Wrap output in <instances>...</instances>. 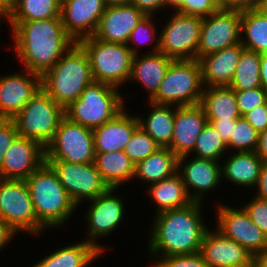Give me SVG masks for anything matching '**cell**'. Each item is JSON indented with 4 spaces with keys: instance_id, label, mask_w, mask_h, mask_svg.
<instances>
[{
    "instance_id": "e0dca14e",
    "label": "cell",
    "mask_w": 267,
    "mask_h": 267,
    "mask_svg": "<svg viewBox=\"0 0 267 267\" xmlns=\"http://www.w3.org/2000/svg\"><path fill=\"white\" fill-rule=\"evenodd\" d=\"M40 89L41 76L31 73L28 70L27 76L21 73L6 77L1 76L0 119L13 120Z\"/></svg>"
},
{
    "instance_id": "e575fe53",
    "label": "cell",
    "mask_w": 267,
    "mask_h": 267,
    "mask_svg": "<svg viewBox=\"0 0 267 267\" xmlns=\"http://www.w3.org/2000/svg\"><path fill=\"white\" fill-rule=\"evenodd\" d=\"M241 32H245V40L241 37L244 48L267 53V17L256 9L241 12Z\"/></svg>"
},
{
    "instance_id": "5b68a950",
    "label": "cell",
    "mask_w": 267,
    "mask_h": 267,
    "mask_svg": "<svg viewBox=\"0 0 267 267\" xmlns=\"http://www.w3.org/2000/svg\"><path fill=\"white\" fill-rule=\"evenodd\" d=\"M78 44L88 55L96 82L118 87L129 80L133 56L138 55L132 45L106 42L93 36Z\"/></svg>"
},
{
    "instance_id": "ffe728a7",
    "label": "cell",
    "mask_w": 267,
    "mask_h": 267,
    "mask_svg": "<svg viewBox=\"0 0 267 267\" xmlns=\"http://www.w3.org/2000/svg\"><path fill=\"white\" fill-rule=\"evenodd\" d=\"M206 114L200 104L177 106L173 124V136L170 150L179 158L194 149L197 137L207 124Z\"/></svg>"
},
{
    "instance_id": "60d3db41",
    "label": "cell",
    "mask_w": 267,
    "mask_h": 267,
    "mask_svg": "<svg viewBox=\"0 0 267 267\" xmlns=\"http://www.w3.org/2000/svg\"><path fill=\"white\" fill-rule=\"evenodd\" d=\"M154 267H208L200 252L160 258Z\"/></svg>"
},
{
    "instance_id": "f546056e",
    "label": "cell",
    "mask_w": 267,
    "mask_h": 267,
    "mask_svg": "<svg viewBox=\"0 0 267 267\" xmlns=\"http://www.w3.org/2000/svg\"><path fill=\"white\" fill-rule=\"evenodd\" d=\"M227 158L221 169L228 181L240 186H255L264 163L256 152H237Z\"/></svg>"
},
{
    "instance_id": "f5cc1de1",
    "label": "cell",
    "mask_w": 267,
    "mask_h": 267,
    "mask_svg": "<svg viewBox=\"0 0 267 267\" xmlns=\"http://www.w3.org/2000/svg\"><path fill=\"white\" fill-rule=\"evenodd\" d=\"M261 85L267 91V53L261 54Z\"/></svg>"
},
{
    "instance_id": "6f0895ef",
    "label": "cell",
    "mask_w": 267,
    "mask_h": 267,
    "mask_svg": "<svg viewBox=\"0 0 267 267\" xmlns=\"http://www.w3.org/2000/svg\"><path fill=\"white\" fill-rule=\"evenodd\" d=\"M256 10L267 17V0H260Z\"/></svg>"
},
{
    "instance_id": "8992f818",
    "label": "cell",
    "mask_w": 267,
    "mask_h": 267,
    "mask_svg": "<svg viewBox=\"0 0 267 267\" xmlns=\"http://www.w3.org/2000/svg\"><path fill=\"white\" fill-rule=\"evenodd\" d=\"M117 88L100 82L88 85L65 109V117L92 130L112 120L125 108Z\"/></svg>"
},
{
    "instance_id": "680465c9",
    "label": "cell",
    "mask_w": 267,
    "mask_h": 267,
    "mask_svg": "<svg viewBox=\"0 0 267 267\" xmlns=\"http://www.w3.org/2000/svg\"><path fill=\"white\" fill-rule=\"evenodd\" d=\"M183 1L184 0H164L165 6L170 5L176 8V10L183 4Z\"/></svg>"
},
{
    "instance_id": "f35d334b",
    "label": "cell",
    "mask_w": 267,
    "mask_h": 267,
    "mask_svg": "<svg viewBox=\"0 0 267 267\" xmlns=\"http://www.w3.org/2000/svg\"><path fill=\"white\" fill-rule=\"evenodd\" d=\"M236 103L241 116L250 112L258 106L267 103V91L262 87L250 90L234 91Z\"/></svg>"
},
{
    "instance_id": "f6af8a7d",
    "label": "cell",
    "mask_w": 267,
    "mask_h": 267,
    "mask_svg": "<svg viewBox=\"0 0 267 267\" xmlns=\"http://www.w3.org/2000/svg\"><path fill=\"white\" fill-rule=\"evenodd\" d=\"M244 117L256 131L259 133L265 131L267 129V103L254 108Z\"/></svg>"
},
{
    "instance_id": "9c48e42d",
    "label": "cell",
    "mask_w": 267,
    "mask_h": 267,
    "mask_svg": "<svg viewBox=\"0 0 267 267\" xmlns=\"http://www.w3.org/2000/svg\"><path fill=\"white\" fill-rule=\"evenodd\" d=\"M93 130L64 117L53 139L45 147V160L71 163H93L95 159Z\"/></svg>"
},
{
    "instance_id": "b9f144b4",
    "label": "cell",
    "mask_w": 267,
    "mask_h": 267,
    "mask_svg": "<svg viewBox=\"0 0 267 267\" xmlns=\"http://www.w3.org/2000/svg\"><path fill=\"white\" fill-rule=\"evenodd\" d=\"M251 221L267 236V200L255 197L252 202L245 205Z\"/></svg>"
},
{
    "instance_id": "91938a15",
    "label": "cell",
    "mask_w": 267,
    "mask_h": 267,
    "mask_svg": "<svg viewBox=\"0 0 267 267\" xmlns=\"http://www.w3.org/2000/svg\"><path fill=\"white\" fill-rule=\"evenodd\" d=\"M245 267H257V265H256V263H255V262H253V263H251L250 265H248V266H245Z\"/></svg>"
},
{
    "instance_id": "484cf974",
    "label": "cell",
    "mask_w": 267,
    "mask_h": 267,
    "mask_svg": "<svg viewBox=\"0 0 267 267\" xmlns=\"http://www.w3.org/2000/svg\"><path fill=\"white\" fill-rule=\"evenodd\" d=\"M94 164L109 188H117L121 183L134 179L135 163L124 150L95 152Z\"/></svg>"
},
{
    "instance_id": "44dd1931",
    "label": "cell",
    "mask_w": 267,
    "mask_h": 267,
    "mask_svg": "<svg viewBox=\"0 0 267 267\" xmlns=\"http://www.w3.org/2000/svg\"><path fill=\"white\" fill-rule=\"evenodd\" d=\"M145 16L131 4L108 6L93 37L106 42L127 44L130 34Z\"/></svg>"
},
{
    "instance_id": "d4e9b609",
    "label": "cell",
    "mask_w": 267,
    "mask_h": 267,
    "mask_svg": "<svg viewBox=\"0 0 267 267\" xmlns=\"http://www.w3.org/2000/svg\"><path fill=\"white\" fill-rule=\"evenodd\" d=\"M133 56L131 75L129 80L140 81L143 86L149 89L151 100L159 90L165 74L173 59L161 52H152L144 57Z\"/></svg>"
},
{
    "instance_id": "d590c367",
    "label": "cell",
    "mask_w": 267,
    "mask_h": 267,
    "mask_svg": "<svg viewBox=\"0 0 267 267\" xmlns=\"http://www.w3.org/2000/svg\"><path fill=\"white\" fill-rule=\"evenodd\" d=\"M227 145L219 136L217 130L207 122L197 137L194 149L197 158L211 159L218 161L224 154ZM218 159V160H217Z\"/></svg>"
},
{
    "instance_id": "52a82bcc",
    "label": "cell",
    "mask_w": 267,
    "mask_h": 267,
    "mask_svg": "<svg viewBox=\"0 0 267 267\" xmlns=\"http://www.w3.org/2000/svg\"><path fill=\"white\" fill-rule=\"evenodd\" d=\"M201 66L197 59L173 60L159 90L150 102L177 106L200 104L203 93Z\"/></svg>"
},
{
    "instance_id": "9f6ffc18",
    "label": "cell",
    "mask_w": 267,
    "mask_h": 267,
    "mask_svg": "<svg viewBox=\"0 0 267 267\" xmlns=\"http://www.w3.org/2000/svg\"><path fill=\"white\" fill-rule=\"evenodd\" d=\"M106 7L130 4V0H103Z\"/></svg>"
},
{
    "instance_id": "7c38bea8",
    "label": "cell",
    "mask_w": 267,
    "mask_h": 267,
    "mask_svg": "<svg viewBox=\"0 0 267 267\" xmlns=\"http://www.w3.org/2000/svg\"><path fill=\"white\" fill-rule=\"evenodd\" d=\"M56 173L72 201L78 206L84 199H94L105 193L109 186L93 163H71L60 160H45Z\"/></svg>"
},
{
    "instance_id": "ac0fdd59",
    "label": "cell",
    "mask_w": 267,
    "mask_h": 267,
    "mask_svg": "<svg viewBox=\"0 0 267 267\" xmlns=\"http://www.w3.org/2000/svg\"><path fill=\"white\" fill-rule=\"evenodd\" d=\"M200 253L208 267H245L254 262L246 248L218 230L205 232Z\"/></svg>"
},
{
    "instance_id": "836d02e7",
    "label": "cell",
    "mask_w": 267,
    "mask_h": 267,
    "mask_svg": "<svg viewBox=\"0 0 267 267\" xmlns=\"http://www.w3.org/2000/svg\"><path fill=\"white\" fill-rule=\"evenodd\" d=\"M261 54L244 48L229 85L234 91L250 90L261 85Z\"/></svg>"
},
{
    "instance_id": "f1b7e54d",
    "label": "cell",
    "mask_w": 267,
    "mask_h": 267,
    "mask_svg": "<svg viewBox=\"0 0 267 267\" xmlns=\"http://www.w3.org/2000/svg\"><path fill=\"white\" fill-rule=\"evenodd\" d=\"M178 172L180 170L168 178L151 184V187H149V193L157 205V213L182 208L193 202Z\"/></svg>"
},
{
    "instance_id": "db71d44e",
    "label": "cell",
    "mask_w": 267,
    "mask_h": 267,
    "mask_svg": "<svg viewBox=\"0 0 267 267\" xmlns=\"http://www.w3.org/2000/svg\"><path fill=\"white\" fill-rule=\"evenodd\" d=\"M10 12H11V0H0V16L3 15L4 17H7V20H9Z\"/></svg>"
},
{
    "instance_id": "681fc988",
    "label": "cell",
    "mask_w": 267,
    "mask_h": 267,
    "mask_svg": "<svg viewBox=\"0 0 267 267\" xmlns=\"http://www.w3.org/2000/svg\"><path fill=\"white\" fill-rule=\"evenodd\" d=\"M256 185L258 186L259 191L256 197L263 200H267V162H264L262 164L260 175Z\"/></svg>"
},
{
    "instance_id": "2e32d148",
    "label": "cell",
    "mask_w": 267,
    "mask_h": 267,
    "mask_svg": "<svg viewBox=\"0 0 267 267\" xmlns=\"http://www.w3.org/2000/svg\"><path fill=\"white\" fill-rule=\"evenodd\" d=\"M105 8L103 0H61L65 31L76 43L94 36Z\"/></svg>"
},
{
    "instance_id": "4fadbf2b",
    "label": "cell",
    "mask_w": 267,
    "mask_h": 267,
    "mask_svg": "<svg viewBox=\"0 0 267 267\" xmlns=\"http://www.w3.org/2000/svg\"><path fill=\"white\" fill-rule=\"evenodd\" d=\"M241 12L220 9L203 17L197 60L241 43Z\"/></svg>"
},
{
    "instance_id": "277c9868",
    "label": "cell",
    "mask_w": 267,
    "mask_h": 267,
    "mask_svg": "<svg viewBox=\"0 0 267 267\" xmlns=\"http://www.w3.org/2000/svg\"><path fill=\"white\" fill-rule=\"evenodd\" d=\"M25 181L37 220L45 228L47 226L58 227L69 219L77 205L72 201L56 173L46 162Z\"/></svg>"
},
{
    "instance_id": "4316f807",
    "label": "cell",
    "mask_w": 267,
    "mask_h": 267,
    "mask_svg": "<svg viewBox=\"0 0 267 267\" xmlns=\"http://www.w3.org/2000/svg\"><path fill=\"white\" fill-rule=\"evenodd\" d=\"M178 171V157L168 147H159L146 159L135 164L134 178L154 184Z\"/></svg>"
},
{
    "instance_id": "6da1fadb",
    "label": "cell",
    "mask_w": 267,
    "mask_h": 267,
    "mask_svg": "<svg viewBox=\"0 0 267 267\" xmlns=\"http://www.w3.org/2000/svg\"><path fill=\"white\" fill-rule=\"evenodd\" d=\"M9 23L17 56L26 70L41 77L76 44L65 31L61 17Z\"/></svg>"
},
{
    "instance_id": "11a10c76",
    "label": "cell",
    "mask_w": 267,
    "mask_h": 267,
    "mask_svg": "<svg viewBox=\"0 0 267 267\" xmlns=\"http://www.w3.org/2000/svg\"><path fill=\"white\" fill-rule=\"evenodd\" d=\"M257 267H267V250L254 257Z\"/></svg>"
},
{
    "instance_id": "7dc6e473",
    "label": "cell",
    "mask_w": 267,
    "mask_h": 267,
    "mask_svg": "<svg viewBox=\"0 0 267 267\" xmlns=\"http://www.w3.org/2000/svg\"><path fill=\"white\" fill-rule=\"evenodd\" d=\"M237 119H207L218 132L219 136L222 138L224 143L227 145L229 143L230 135L232 134L233 126H235Z\"/></svg>"
},
{
    "instance_id": "74e56055",
    "label": "cell",
    "mask_w": 267,
    "mask_h": 267,
    "mask_svg": "<svg viewBox=\"0 0 267 267\" xmlns=\"http://www.w3.org/2000/svg\"><path fill=\"white\" fill-rule=\"evenodd\" d=\"M160 146L140 126L132 134L124 152L136 164L154 153Z\"/></svg>"
},
{
    "instance_id": "ba28073f",
    "label": "cell",
    "mask_w": 267,
    "mask_h": 267,
    "mask_svg": "<svg viewBox=\"0 0 267 267\" xmlns=\"http://www.w3.org/2000/svg\"><path fill=\"white\" fill-rule=\"evenodd\" d=\"M65 109L42 88L13 118L18 136L35 140L44 148L53 139Z\"/></svg>"
},
{
    "instance_id": "c3c4849f",
    "label": "cell",
    "mask_w": 267,
    "mask_h": 267,
    "mask_svg": "<svg viewBox=\"0 0 267 267\" xmlns=\"http://www.w3.org/2000/svg\"><path fill=\"white\" fill-rule=\"evenodd\" d=\"M130 4L137 7L145 15H152L158 9L166 8L164 0H130Z\"/></svg>"
},
{
    "instance_id": "9a60e30c",
    "label": "cell",
    "mask_w": 267,
    "mask_h": 267,
    "mask_svg": "<svg viewBox=\"0 0 267 267\" xmlns=\"http://www.w3.org/2000/svg\"><path fill=\"white\" fill-rule=\"evenodd\" d=\"M45 162V148L38 142L17 136L4 153L0 179L26 180Z\"/></svg>"
},
{
    "instance_id": "816d5d0a",
    "label": "cell",
    "mask_w": 267,
    "mask_h": 267,
    "mask_svg": "<svg viewBox=\"0 0 267 267\" xmlns=\"http://www.w3.org/2000/svg\"><path fill=\"white\" fill-rule=\"evenodd\" d=\"M256 154L263 162H267V129L259 133Z\"/></svg>"
},
{
    "instance_id": "7402d4cb",
    "label": "cell",
    "mask_w": 267,
    "mask_h": 267,
    "mask_svg": "<svg viewBox=\"0 0 267 267\" xmlns=\"http://www.w3.org/2000/svg\"><path fill=\"white\" fill-rule=\"evenodd\" d=\"M187 155L178 158V170H181V177L185 184L189 197L196 202H202V194L210 189H214L221 181V165L217 161L211 159L197 158L190 160L185 165L184 160ZM184 165V166H182ZM183 171V172H182ZM195 189L194 195H190L189 188Z\"/></svg>"
},
{
    "instance_id": "7bdbcfd3",
    "label": "cell",
    "mask_w": 267,
    "mask_h": 267,
    "mask_svg": "<svg viewBox=\"0 0 267 267\" xmlns=\"http://www.w3.org/2000/svg\"><path fill=\"white\" fill-rule=\"evenodd\" d=\"M18 136L17 128L13 120L0 119V169L5 151Z\"/></svg>"
},
{
    "instance_id": "603a6c76",
    "label": "cell",
    "mask_w": 267,
    "mask_h": 267,
    "mask_svg": "<svg viewBox=\"0 0 267 267\" xmlns=\"http://www.w3.org/2000/svg\"><path fill=\"white\" fill-rule=\"evenodd\" d=\"M243 49L240 43L201 57L198 61L201 66L203 85L229 86Z\"/></svg>"
},
{
    "instance_id": "ab89813d",
    "label": "cell",
    "mask_w": 267,
    "mask_h": 267,
    "mask_svg": "<svg viewBox=\"0 0 267 267\" xmlns=\"http://www.w3.org/2000/svg\"><path fill=\"white\" fill-rule=\"evenodd\" d=\"M220 9L219 0H184L176 12L203 18Z\"/></svg>"
},
{
    "instance_id": "3957f363",
    "label": "cell",
    "mask_w": 267,
    "mask_h": 267,
    "mask_svg": "<svg viewBox=\"0 0 267 267\" xmlns=\"http://www.w3.org/2000/svg\"><path fill=\"white\" fill-rule=\"evenodd\" d=\"M93 83L96 79L88 55L78 43L41 77V88L64 109Z\"/></svg>"
},
{
    "instance_id": "d6a6232c",
    "label": "cell",
    "mask_w": 267,
    "mask_h": 267,
    "mask_svg": "<svg viewBox=\"0 0 267 267\" xmlns=\"http://www.w3.org/2000/svg\"><path fill=\"white\" fill-rule=\"evenodd\" d=\"M61 0H11L9 22L61 17Z\"/></svg>"
},
{
    "instance_id": "5bb4252c",
    "label": "cell",
    "mask_w": 267,
    "mask_h": 267,
    "mask_svg": "<svg viewBox=\"0 0 267 267\" xmlns=\"http://www.w3.org/2000/svg\"><path fill=\"white\" fill-rule=\"evenodd\" d=\"M218 228L224 236L246 248L254 257L267 250V236L250 219L244 208L219 206Z\"/></svg>"
},
{
    "instance_id": "f907efd6",
    "label": "cell",
    "mask_w": 267,
    "mask_h": 267,
    "mask_svg": "<svg viewBox=\"0 0 267 267\" xmlns=\"http://www.w3.org/2000/svg\"><path fill=\"white\" fill-rule=\"evenodd\" d=\"M17 232L6 222L0 219V250L10 241Z\"/></svg>"
},
{
    "instance_id": "d6986e66",
    "label": "cell",
    "mask_w": 267,
    "mask_h": 267,
    "mask_svg": "<svg viewBox=\"0 0 267 267\" xmlns=\"http://www.w3.org/2000/svg\"><path fill=\"white\" fill-rule=\"evenodd\" d=\"M115 188H109L105 193L89 200L91 205L87 213L89 224V239L87 242L95 246L100 252L104 250L94 242L96 237L109 235L123 218V201L112 195ZM93 238V239H92Z\"/></svg>"
},
{
    "instance_id": "1f68e13d",
    "label": "cell",
    "mask_w": 267,
    "mask_h": 267,
    "mask_svg": "<svg viewBox=\"0 0 267 267\" xmlns=\"http://www.w3.org/2000/svg\"><path fill=\"white\" fill-rule=\"evenodd\" d=\"M153 106L147 120L137 117L139 126L153 138L160 147H168L173 136V124L175 110H170V105L156 104L149 102Z\"/></svg>"
},
{
    "instance_id": "4dcf8cb0",
    "label": "cell",
    "mask_w": 267,
    "mask_h": 267,
    "mask_svg": "<svg viewBox=\"0 0 267 267\" xmlns=\"http://www.w3.org/2000/svg\"><path fill=\"white\" fill-rule=\"evenodd\" d=\"M100 253L95 246L84 241L51 253L32 267H86Z\"/></svg>"
},
{
    "instance_id": "8d00e7d4",
    "label": "cell",
    "mask_w": 267,
    "mask_h": 267,
    "mask_svg": "<svg viewBox=\"0 0 267 267\" xmlns=\"http://www.w3.org/2000/svg\"><path fill=\"white\" fill-rule=\"evenodd\" d=\"M259 132L245 119L240 116L233 126L228 147L237 149L238 152H255L258 145Z\"/></svg>"
},
{
    "instance_id": "ee69618b",
    "label": "cell",
    "mask_w": 267,
    "mask_h": 267,
    "mask_svg": "<svg viewBox=\"0 0 267 267\" xmlns=\"http://www.w3.org/2000/svg\"><path fill=\"white\" fill-rule=\"evenodd\" d=\"M151 18L152 16L151 15H146L138 24L137 26L135 27V29L132 31V33L130 34V37H129V40L127 42V45H129L130 42H145L144 40L149 39V42L150 40L155 37V27H153L152 25V22H151ZM144 38H141L142 36ZM139 36H141L139 38ZM148 37V38H147ZM152 37V38H151ZM146 38V39H145ZM142 39V40H140ZM143 41V42H142ZM138 42V43H139ZM146 43H148V41H146Z\"/></svg>"
},
{
    "instance_id": "bcb514c9",
    "label": "cell",
    "mask_w": 267,
    "mask_h": 267,
    "mask_svg": "<svg viewBox=\"0 0 267 267\" xmlns=\"http://www.w3.org/2000/svg\"><path fill=\"white\" fill-rule=\"evenodd\" d=\"M260 0H219L220 8L231 11H248L256 9Z\"/></svg>"
},
{
    "instance_id": "30bf717a",
    "label": "cell",
    "mask_w": 267,
    "mask_h": 267,
    "mask_svg": "<svg viewBox=\"0 0 267 267\" xmlns=\"http://www.w3.org/2000/svg\"><path fill=\"white\" fill-rule=\"evenodd\" d=\"M202 17L174 13L158 37L154 51L173 60L197 59Z\"/></svg>"
},
{
    "instance_id": "8fae6325",
    "label": "cell",
    "mask_w": 267,
    "mask_h": 267,
    "mask_svg": "<svg viewBox=\"0 0 267 267\" xmlns=\"http://www.w3.org/2000/svg\"><path fill=\"white\" fill-rule=\"evenodd\" d=\"M0 219L16 232L26 230L36 235L44 228L35 215L25 180L0 179Z\"/></svg>"
},
{
    "instance_id": "cb8c5ba5",
    "label": "cell",
    "mask_w": 267,
    "mask_h": 267,
    "mask_svg": "<svg viewBox=\"0 0 267 267\" xmlns=\"http://www.w3.org/2000/svg\"><path fill=\"white\" fill-rule=\"evenodd\" d=\"M138 126L137 116H128L123 109L112 120L93 129L95 152L124 150Z\"/></svg>"
},
{
    "instance_id": "83f0119b",
    "label": "cell",
    "mask_w": 267,
    "mask_h": 267,
    "mask_svg": "<svg viewBox=\"0 0 267 267\" xmlns=\"http://www.w3.org/2000/svg\"><path fill=\"white\" fill-rule=\"evenodd\" d=\"M204 89L200 105L207 119H238L241 115L237 107L234 90L230 86H211Z\"/></svg>"
},
{
    "instance_id": "7a4b0ae2",
    "label": "cell",
    "mask_w": 267,
    "mask_h": 267,
    "mask_svg": "<svg viewBox=\"0 0 267 267\" xmlns=\"http://www.w3.org/2000/svg\"><path fill=\"white\" fill-rule=\"evenodd\" d=\"M201 202L156 213L151 231L149 251L151 257L194 254L200 252L203 237L208 230L200 213ZM162 250V251H161Z\"/></svg>"
}]
</instances>
